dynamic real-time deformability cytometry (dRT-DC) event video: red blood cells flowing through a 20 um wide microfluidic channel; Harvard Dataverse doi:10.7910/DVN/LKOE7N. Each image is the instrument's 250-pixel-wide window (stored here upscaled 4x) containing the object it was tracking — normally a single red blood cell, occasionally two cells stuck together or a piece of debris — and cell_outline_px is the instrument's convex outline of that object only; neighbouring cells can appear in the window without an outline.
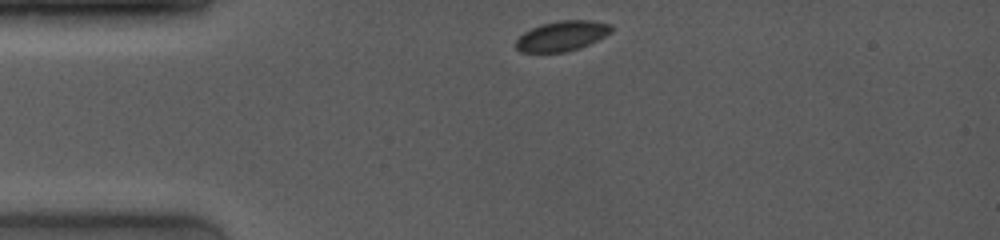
{"species": "common noctule bat (a hibernating species)", "species_latin": "Nyctalus noctula", "temperature_condition": "room temperature", "stored_images_in_passage": 42, "camera_frame_rate_fps": 4000, "um_per_image_px": 0.085, "animal": {"sex": "female", "body_mass_g": 19.0, "forearm_length_mm": 53.3}, "frame": {"image": 1, "passage_image": 1, "time_ms": 0.0, "image_size_px": [1000, 240], "cell_outline_px": [[612, 32], [580, 48], [564, 52], [520, 52], [516, 48], [516, 40], [524, 32], [540, 24], [560, 20], [592, 20], [612, 24]], "centroid_in_image_um": [47.77, 3.04], "position_along_channel_um": 37.2, "area_um2": 16.7}}
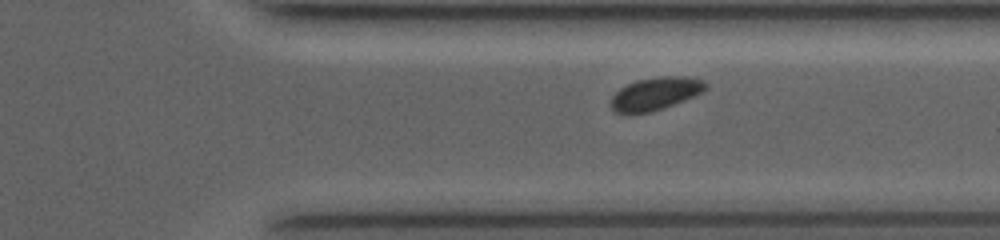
{"frame": {"image": 2, "passage_image": 36, "time_ms": 8.75, "image_size_px": [1000, 240], "cell_outline_px": [[708, 88], [704, 92], [664, 108], [652, 112], [632, 116], [616, 112], [612, 108], [612, 96], [620, 88], [636, 80], [656, 76], [684, 76], [704, 80], [708, 84]], "centroid_in_image_um": [55.73, 7.98], "position_along_channel_um": 355.7, "area_um2": 18.55}}
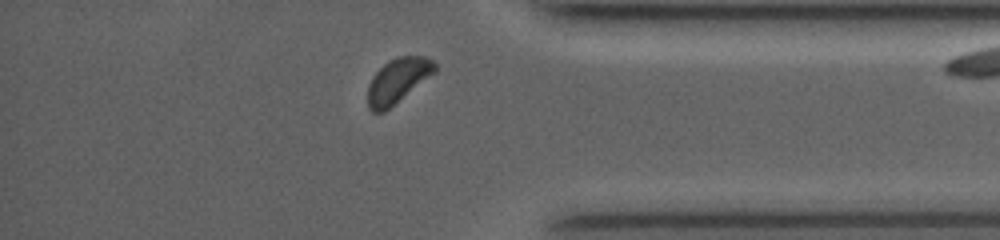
{"frame": {"image": 3, "passage_image": 41, "time_ms": 10.0, "image_size_px": [1000, 240], "cell_outline_px": [[436, 72], [384, 112], [372, 112], [368, 108], [368, 84], [372, 76], [388, 60], [400, 56], [424, 56], [432, 60], [436, 64]], "centroid_in_image_um": [33.8, 6.85], "position_along_channel_um": 401.4, "area_um2": 17.4}}